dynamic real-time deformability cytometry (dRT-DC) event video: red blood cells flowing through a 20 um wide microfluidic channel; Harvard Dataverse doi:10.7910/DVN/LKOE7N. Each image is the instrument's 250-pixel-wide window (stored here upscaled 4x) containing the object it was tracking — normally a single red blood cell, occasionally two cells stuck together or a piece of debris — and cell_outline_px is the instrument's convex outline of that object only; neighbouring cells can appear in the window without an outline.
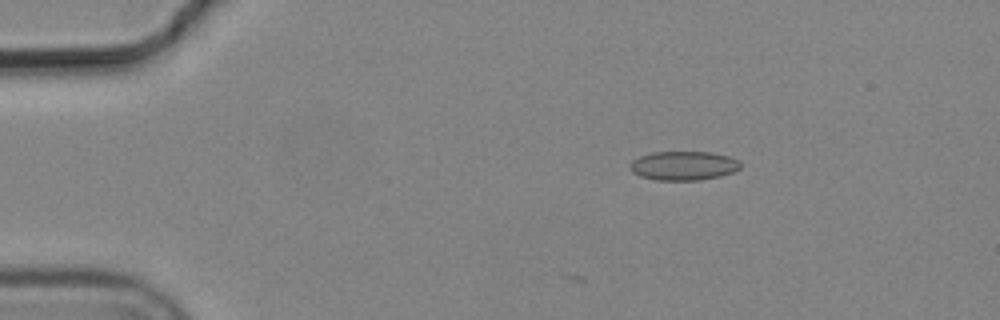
{"species": "common noctule bat (a hibernating species)", "species_latin": "Nyctalus noctula", "temperature_condition": "cold", "stored_images_in_passage": 3, "camera_frame_rate_fps": 3000, "um_per_image_px": 0.085, "animal": {"sex": "male", "body_mass_g": 19.2, "forearm_length_mm": 51.8}, "frame": {"image": 1, "passage_image": 1, "time_ms": 0.0, "image_size_px": [1000, 320], "cell_outline_px": [[740, 168], [732, 172], [720, 176], [700, 180], [656, 180], [640, 176], [632, 172], [628, 168], [628, 164], [632, 160], [640, 156], [652, 152], [712, 152], [728, 156], [740, 160]], "centroid_in_image_um": [58.07, 14.08], "position_along_channel_um": 26.9, "area_um2": 18.84}}